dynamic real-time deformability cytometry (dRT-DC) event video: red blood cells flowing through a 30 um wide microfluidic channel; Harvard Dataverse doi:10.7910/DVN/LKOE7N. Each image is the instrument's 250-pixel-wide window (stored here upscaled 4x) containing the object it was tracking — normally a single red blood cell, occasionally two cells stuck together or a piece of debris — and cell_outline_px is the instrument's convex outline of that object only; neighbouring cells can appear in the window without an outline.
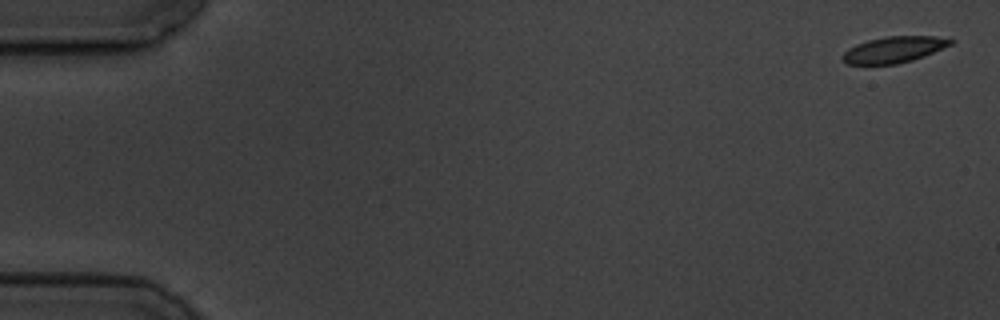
{"species": "common noctule bat (a hibernating species)", "species_latin": "Nyctalus noctula", "temperature_condition": "cold", "stored_images_in_passage": 4, "camera_frame_rate_fps": 3000, "um_per_image_px": 0.085, "animal": {"sex": "male", "body_mass_g": 19.5, "forearm_length_mm": 54.6}, "frame": {"image": 1, "passage_image": 1, "time_ms": 0.0, "image_size_px": [1000, 320], "cell_outline_px": [[956, 40], [952, 44], [924, 56], [912, 60], [896, 64], [848, 64], [840, 56], [848, 48], [856, 44], [868, 40], [888, 36], [936, 36]], "centroid_in_image_um": [75.99, 4.21], "position_along_channel_um": 9.0, "area_um2": 16.42}}
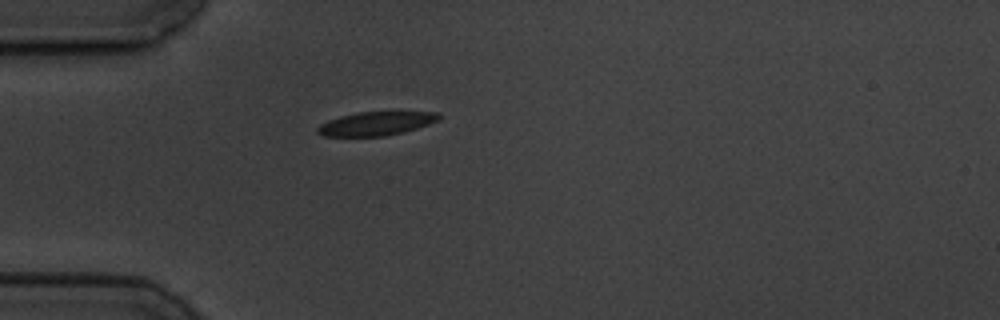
{"frame": {"image": 2, "passage_image": 4, "time_ms": 5.0, "image_size_px": [1000, 320], "cell_outline_px": [[440, 120], [404, 132], [384, 136], [324, 136], [316, 132], [316, 128], [320, 124], [328, 120], [340, 116], [360, 112], [396, 108], [440, 112]], "centroid_in_image_um": [32.08, 10.43], "position_along_channel_um": 52.9, "area_um2": 17.86}}